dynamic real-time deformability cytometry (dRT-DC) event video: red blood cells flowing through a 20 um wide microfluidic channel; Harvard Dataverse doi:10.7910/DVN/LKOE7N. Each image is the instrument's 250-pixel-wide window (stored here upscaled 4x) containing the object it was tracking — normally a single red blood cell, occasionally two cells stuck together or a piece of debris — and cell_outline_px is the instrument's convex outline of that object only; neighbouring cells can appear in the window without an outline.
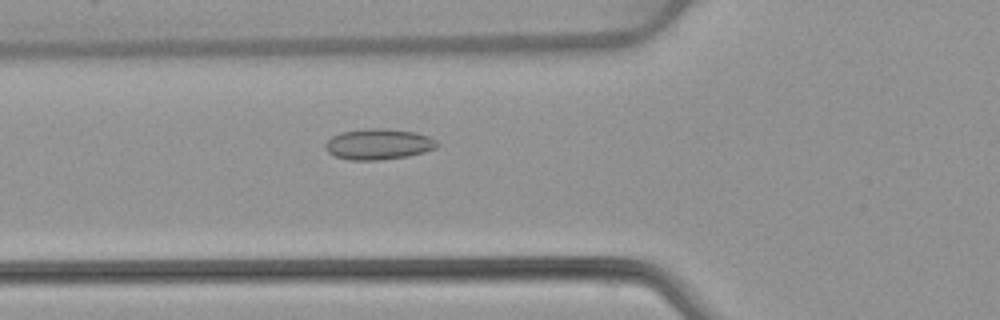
{"species": "common noctule bat (a hibernating species)", "species_latin": "Nyctalus noctula", "temperature_condition": "warm", "stored_images_in_passage": 52, "camera_frame_rate_fps": 3000, "um_per_image_px": 0.085, "animal": {"sex": "female", "body_mass_g": 22.7, "forearm_length_mm": 54.2}, "frame": {"image": 1, "passage_image": 19, "time_ms": 6.0, "image_size_px": [1000, 320], "cell_outline_px": [[440, 144], [436, 148], [424, 152], [408, 156], [380, 160], [348, 160], [336, 156], [328, 152], [324, 148], [324, 144], [332, 136], [340, 132], [368, 128], [388, 128], [416, 132], [428, 136], [436, 140]], "centroid_in_image_um": [32.18, 12.25], "position_along_channel_um": 93.6, "area_um2": 20.29}}
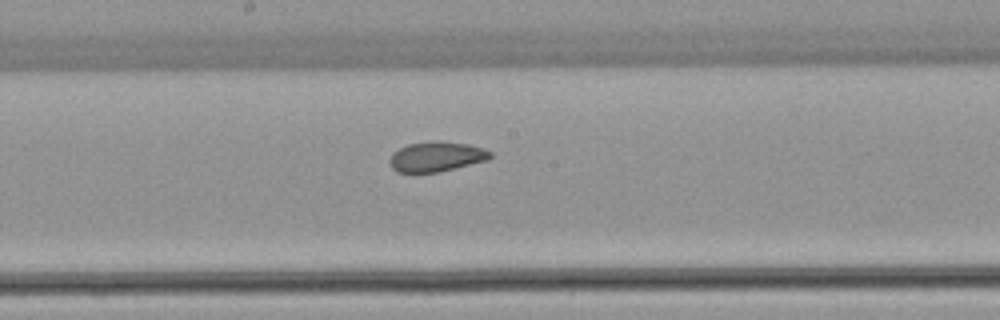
{"frame": {"image": 2, "passage_image": 28, "time_ms": 9.0, "image_size_px": [1000, 320], "cell_outline_px": [[492, 156], [488, 160], [440, 172], [396, 172], [392, 168], [388, 160], [392, 152], [408, 144], [436, 140], [440, 140], [468, 144], [492, 152]], "centroid_in_image_um": [37.07, 13.31], "position_along_channel_um": 211.1, "area_um2": 17.69}}
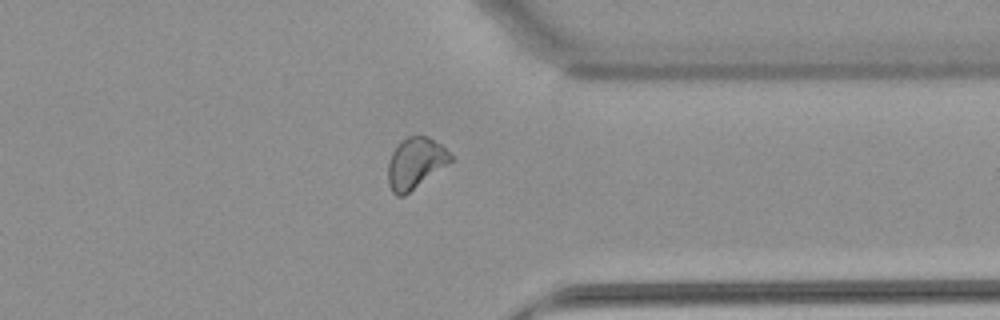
{"frame": {"image": 3, "passage_image": 41, "time_ms": 13.333, "image_size_px": [1000, 320], "cell_outline_px": [[452, 160], [448, 164], [404, 196], [396, 196], [392, 192], [388, 184], [388, 164], [392, 152], [400, 140], [408, 136], [428, 136], [440, 144], [452, 156]], "centroid_in_image_um": [35.28, 13.87], "position_along_channel_um": 376.1, "area_um2": 18.5}, "authors_computed_cell_mechanics": {"area_um2": 19.1029, "velocity_mm_per_s": 3.9083, "shape_relaxation_time_tau1_ms": null, "shape_relaxation_time_tau2_ms": 1.8609, "deformation_change_tau1": null, "deformation_change_tau2": 0.0639}}